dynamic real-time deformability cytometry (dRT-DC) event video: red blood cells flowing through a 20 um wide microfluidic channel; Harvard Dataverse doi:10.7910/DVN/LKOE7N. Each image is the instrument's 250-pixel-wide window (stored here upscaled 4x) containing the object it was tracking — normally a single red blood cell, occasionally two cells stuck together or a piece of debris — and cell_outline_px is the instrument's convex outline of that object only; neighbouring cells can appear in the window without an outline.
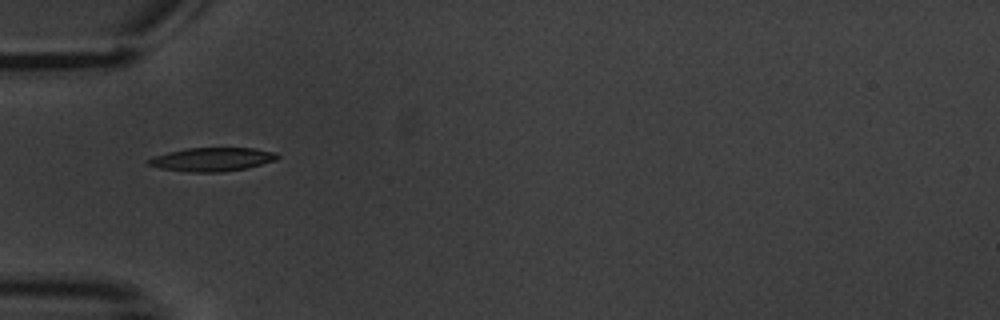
{"species": "common noctule bat (a hibernating species)", "species_latin": "Nyctalus noctula", "temperature_condition": "warm", "stored_images_in_passage": 5, "camera_frame_rate_fps": 3000, "um_per_image_px": 0.085, "animal": {"sex": "male", "body_mass_g": 20.1, "forearm_length_mm": 53.5}, "frame": {"image": 1, "passage_image": 1, "time_ms": 0.0, "image_size_px": [1000, 320], "cell_outline_px": [[280, 156], [276, 160], [248, 168], [224, 172], [188, 172], [160, 168], [144, 164], [144, 160], [152, 156], [168, 152], [188, 148], [256, 148], [276, 152]], "centroid_in_image_um": [18.0, 13.55], "position_along_channel_um": 67.0, "area_um2": 18.09}}
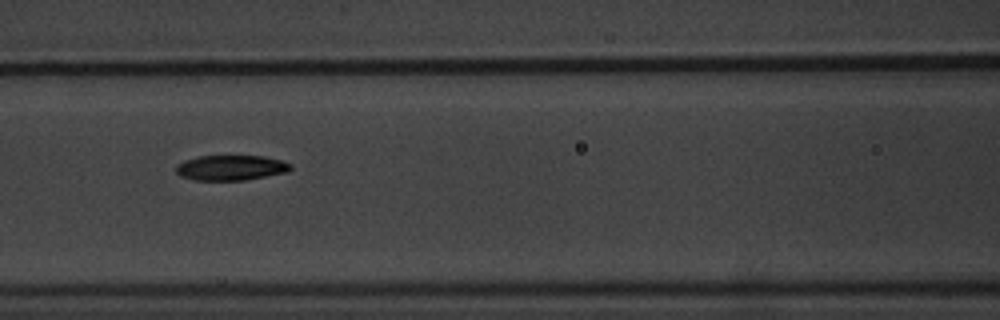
{"frame": {"image": 2, "passage_image": 3, "time_ms": 2.333, "image_size_px": [1000, 320], "cell_outline_px": [[292, 168], [288, 172], [244, 180], [192, 180], [180, 176], [176, 172], [176, 164], [184, 160], [196, 156], [264, 156], [280, 160], [292, 164]], "centroid_in_image_um": [19.6, 14.25], "position_along_channel_um": 147.0, "area_um2": 16.94}}
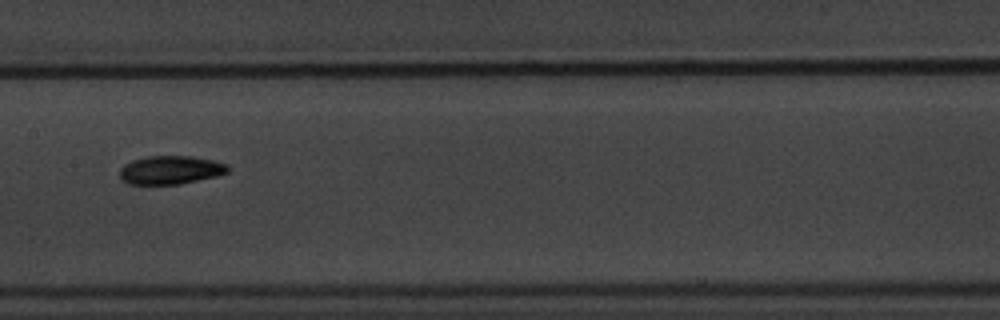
{"frame": {"image": 3, "passage_image": 4, "time_ms": 3.667, "image_size_px": [1000, 320], "cell_outline_px": [[228, 172], [216, 176], [180, 184], [128, 184], [120, 180], [120, 168], [124, 164], [132, 160], [148, 156], [192, 156], [212, 160], [228, 164]], "centroid_in_image_um": [14.46, 14.45], "position_along_channel_um": 192.9, "area_um2": 17.98}}